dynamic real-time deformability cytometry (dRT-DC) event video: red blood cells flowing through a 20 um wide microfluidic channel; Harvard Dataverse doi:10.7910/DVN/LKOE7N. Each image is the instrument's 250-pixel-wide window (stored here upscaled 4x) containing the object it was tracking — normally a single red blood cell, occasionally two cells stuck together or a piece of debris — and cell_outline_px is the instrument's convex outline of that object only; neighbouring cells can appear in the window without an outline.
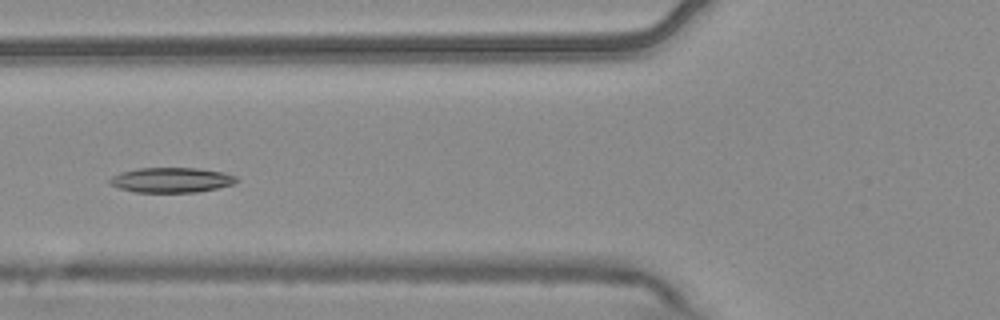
{"species": "common noctule bat (a hibernating species)", "species_latin": "Nyctalus noctula", "temperature_condition": "warm", "stored_images_in_passage": 6, "camera_frame_rate_fps": 3000, "um_per_image_px": 0.085, "animal": {"sex": "male", "body_mass_g": 20.4}, "frame": {"image": 1, "passage_image": 5, "time_ms": 1.333, "image_size_px": [1000, 320], "cell_outline_px": [[236, 180], [232, 184], [216, 188], [196, 192], [136, 192], [120, 188], [108, 184], [108, 180], [112, 176], [120, 172], [136, 168], [196, 168], [224, 172], [236, 176]], "centroid_in_image_um": [14.51, 15.29], "position_along_channel_um": 111.3, "area_um2": 18.38}}
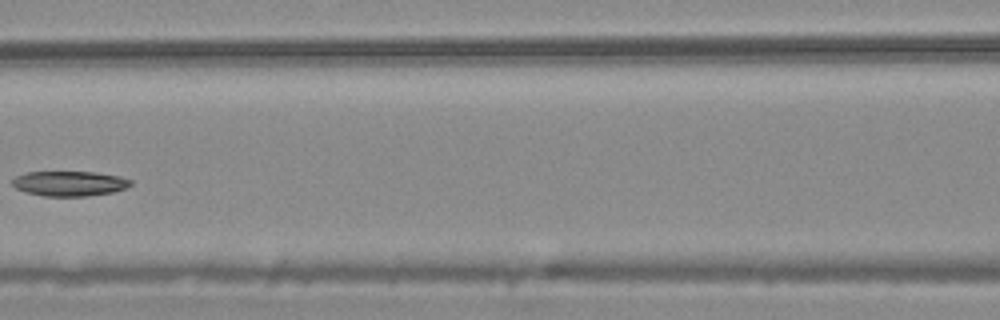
{"frame": {"image": 2, "passage_image": 6, "time_ms": 1.667, "image_size_px": [1000, 320], "cell_outline_px": [[132, 184], [128, 188], [112, 192], [88, 196], [44, 196], [28, 192], [16, 188], [12, 184], [12, 180], [16, 176], [28, 172], [96, 172], [120, 176], [132, 180]], "centroid_in_image_um": [5.96, 15.59], "position_along_channel_um": 160.6, "area_um2": 17.22}}